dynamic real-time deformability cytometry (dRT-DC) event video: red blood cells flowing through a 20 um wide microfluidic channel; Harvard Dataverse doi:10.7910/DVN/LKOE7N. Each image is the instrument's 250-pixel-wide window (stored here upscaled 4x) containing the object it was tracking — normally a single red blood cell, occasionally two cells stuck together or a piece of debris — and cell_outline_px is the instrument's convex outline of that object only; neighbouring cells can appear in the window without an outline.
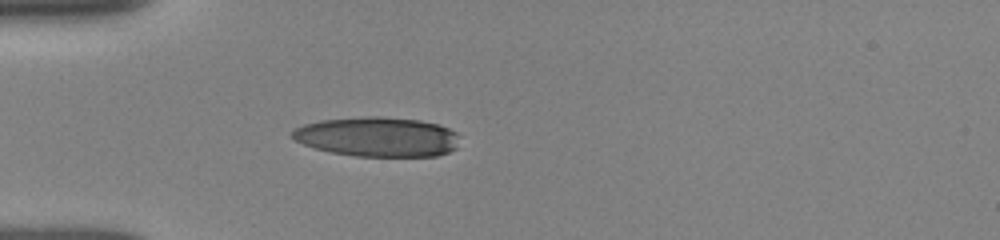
{"species": "human", "species_latin": "Homo sapiens", "temperature_condition": "room temperature", "stored_images_in_passage": 38, "camera_frame_rate_fps": 3000, "um_per_image_px": 0.085, "donor": {"sex": "female"}, "frame": {"image": 1, "passage_image": 1, "time_ms": 0.0, "image_size_px": [1000, 240], "cell_outline_px": [[456, 148], [448, 152], [436, 156], [356, 156], [332, 152], [316, 148], [304, 144], [288, 136], [296, 128], [304, 124], [320, 120], [368, 116], [384, 116], [420, 120], [436, 124], [448, 128], [456, 132]], "centroid_in_image_um": [32.06, 11.62], "position_along_channel_um": 52.9, "area_um2": 38.49}}
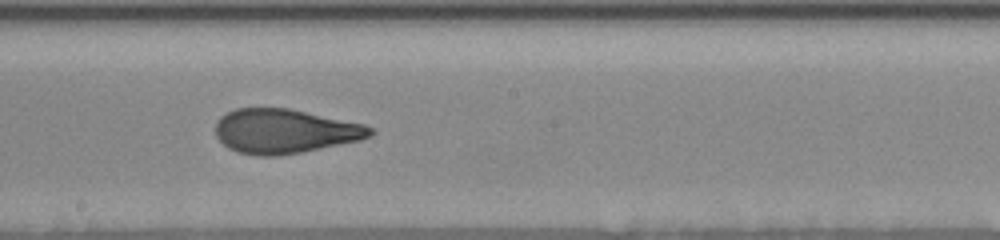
{"frame": {"image": 2, "passage_image": 18, "time_ms": 4.667, "image_size_px": [1000, 240], "cell_outline_px": [[376, 132], [372, 136], [360, 140], [300, 152], [276, 156], [260, 156], [236, 152], [228, 148], [216, 136], [216, 124], [220, 116], [236, 108], [288, 108], [364, 124], [372, 128]], "centroid_in_image_um": [24.19, 11.15], "position_along_channel_um": 224.0, "area_um2": 39.82}}
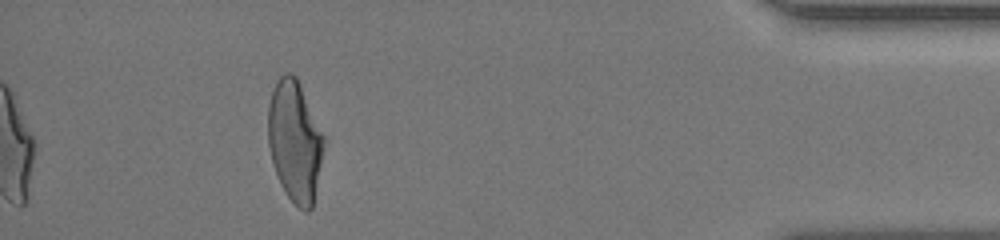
{"frame": {"image": 3, "passage_image": 38, "time_ms": 10.667, "image_size_px": [1000, 240], "cell_outline_px": [[328, 140], [312, 208], [308, 212], [304, 212], [288, 196], [280, 184], [272, 160], [268, 144], [268, 104], [276, 80], [284, 72], [288, 72], [296, 76]], "centroid_in_image_um": [25.11, 11.99], "position_along_channel_um": 410.1, "area_um2": 40.17}, "authors_computed_cell_mechanics": {"area_um2": 39.6508, "velocity_mm_per_s": 3.9111, "shape_relaxation_time_tau1_ms": 6.1762, "shape_relaxation_time_tau2_ms": 1.2055, "deformation_change_tau1": 0.2357, "deformation_change_tau2": 0.0908}}